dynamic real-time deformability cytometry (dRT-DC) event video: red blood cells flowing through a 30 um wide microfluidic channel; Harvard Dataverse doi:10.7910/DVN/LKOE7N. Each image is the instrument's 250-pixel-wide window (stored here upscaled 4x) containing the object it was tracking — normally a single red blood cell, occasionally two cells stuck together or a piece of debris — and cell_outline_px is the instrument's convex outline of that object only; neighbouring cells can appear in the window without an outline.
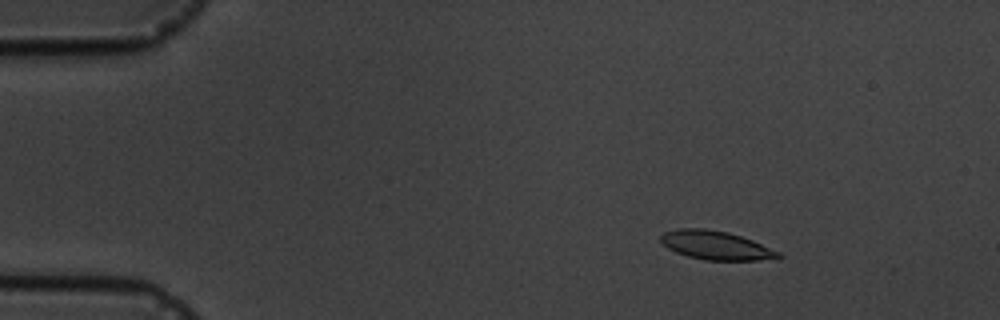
{"species": "common noctule bat (a hibernating species)", "species_latin": "Nyctalus noctula", "temperature_condition": "cold", "stored_images_in_passage": 10, "camera_frame_rate_fps": 3000, "um_per_image_px": 0.085, "animal": {"sex": "male", "body_mass_g": 19.5, "forearm_length_mm": 54.6}, "frame": {"image": 1, "passage_image": 3, "time_ms": 2.333, "image_size_px": [1000, 320], "cell_outline_px": [[784, 256], [760, 260], [704, 260], [688, 256], [676, 252], [668, 248], [660, 240], [660, 236], [664, 232], [676, 228], [704, 228], [728, 232], [752, 240], [780, 252]], "centroid_in_image_um": [60.82, 20.84], "position_along_channel_um": 24.2, "area_um2": 19.59}}
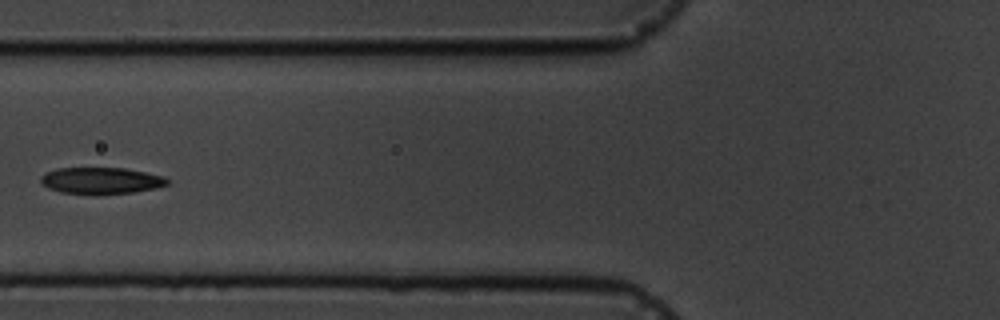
{"frame": {"image": 2, "passage_image": 7, "time_ms": 7.0, "image_size_px": [1000, 320], "cell_outline_px": [[172, 180], [168, 184], [156, 188], [132, 192], [96, 196], [60, 192], [48, 188], [40, 180], [40, 176], [56, 168], [124, 168], [164, 176]], "centroid_in_image_um": [8.61, 15.37], "position_along_channel_um": 117.2, "area_um2": 19.94}}
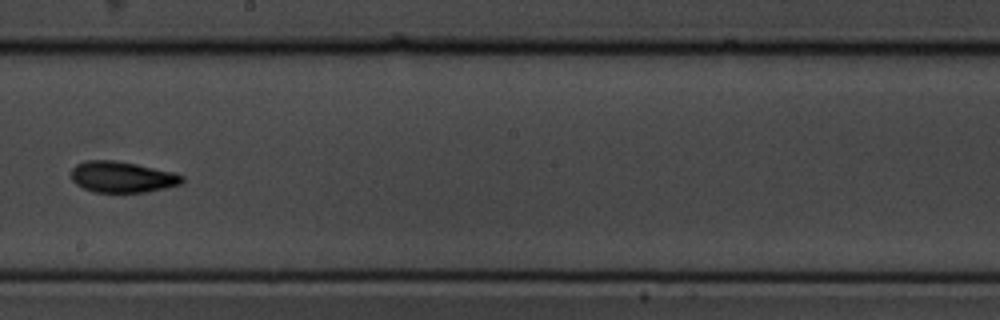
{"frame": {"image": 3, "passage_image": 10, "time_ms": 10.333, "image_size_px": [1000, 320], "cell_outline_px": [[184, 184], [144, 192], [92, 192], [76, 184], [72, 180], [72, 168], [76, 164], [88, 160], [112, 160], [136, 164], [172, 172], [184, 176]], "centroid_in_image_um": [10.39, 15.05], "position_along_channel_um": 237.8, "area_um2": 20.0}}